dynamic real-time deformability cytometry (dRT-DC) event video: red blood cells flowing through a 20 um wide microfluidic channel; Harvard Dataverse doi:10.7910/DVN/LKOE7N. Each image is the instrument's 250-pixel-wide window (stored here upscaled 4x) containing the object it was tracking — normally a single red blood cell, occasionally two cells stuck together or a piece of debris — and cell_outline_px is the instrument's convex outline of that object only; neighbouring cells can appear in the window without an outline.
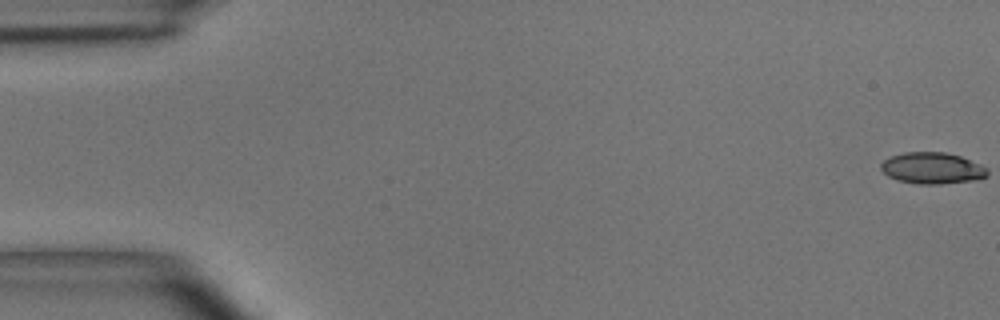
{"species": "common noctule bat (a hibernating species)", "species_latin": "Nyctalus noctula", "temperature_condition": "room temperature", "stored_images_in_passage": 49, "camera_frame_rate_fps": 3000, "um_per_image_px": 0.085, "animal": {"sex": "male", "body_mass_g": 15.6}, "frame": {"image": 1, "passage_image": 1, "time_ms": 0.0, "image_size_px": [1000, 320], "cell_outline_px": [[984, 176], [964, 180], [904, 180], [892, 176], [884, 168], [884, 164], [888, 160], [896, 156], [912, 152], [936, 152], [956, 156], [968, 160], [984, 172]], "centroid_in_image_um": [79.19, 14.21], "position_along_channel_um": 5.8, "area_um2": 16.01}}
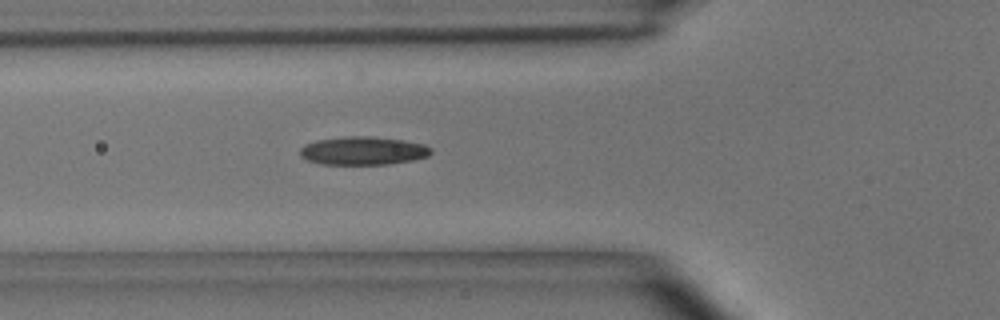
{"frame": {"image": 2, "passage_image": 18, "time_ms": 5.667, "image_size_px": [1000, 320], "cell_outline_px": [[428, 152], [424, 156], [404, 160], [372, 164], [336, 164], [316, 160], [304, 156], [304, 148], [312, 144], [328, 140], [392, 140], [416, 144], [428, 148]], "centroid_in_image_um": [30.9, 12.88], "position_along_channel_um": 94.9, "area_um2": 17.63}}
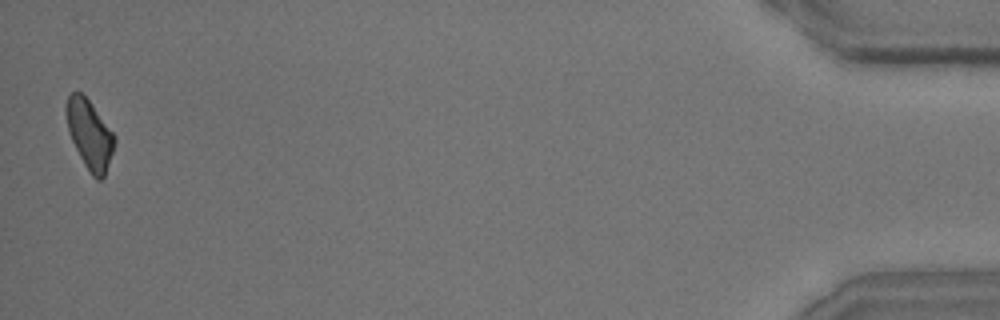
{"frame": {"image": 3, "passage_image": 49, "time_ms": 16.0, "image_size_px": [1000, 320], "cell_outline_px": [[112, 148], [104, 176], [96, 176], [88, 168], [68, 128], [68, 96], [72, 92], [80, 92], [88, 100], [112, 132]], "centroid_in_image_um": [7.61, 11.34], "position_along_channel_um": 427.6, "area_um2": 17.17}, "authors_computed_cell_mechanics": {"area_um2": 17.1666, "velocity_mm_per_s": 4.0938, "shape_relaxation_time_tau1_ms": null, "shape_relaxation_time_tau2_ms": 7.8705, "deformation_change_tau1": null, "deformation_change_tau2": 0.1803}}